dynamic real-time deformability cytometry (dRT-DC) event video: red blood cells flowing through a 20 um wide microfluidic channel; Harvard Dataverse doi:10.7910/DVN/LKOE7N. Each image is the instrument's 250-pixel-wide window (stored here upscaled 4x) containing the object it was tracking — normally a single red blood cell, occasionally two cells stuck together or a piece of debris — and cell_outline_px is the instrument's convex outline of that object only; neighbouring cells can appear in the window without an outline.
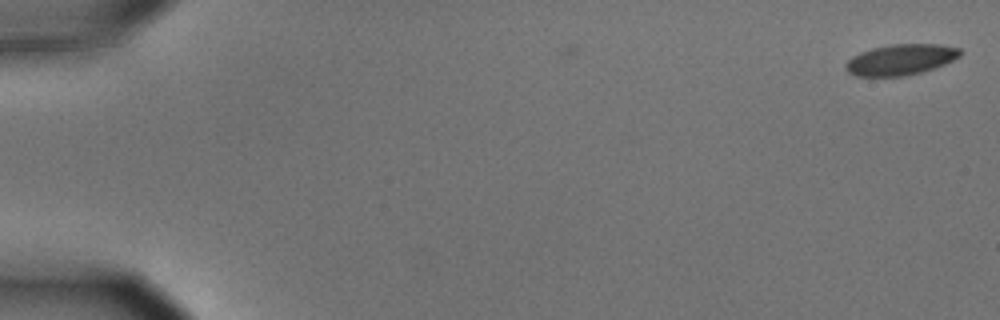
{"species": "common noctule bat (a hibernating species)", "species_latin": "Nyctalus noctula", "temperature_condition": "cold", "stored_images_in_passage": 3, "camera_frame_rate_fps": 3000, "um_per_image_px": 0.085, "animal": {"sex": "male", "body_mass_g": 15.6}, "frame": {"image": 1, "passage_image": 1, "time_ms": 0.0, "image_size_px": [1000, 320], "cell_outline_px": [[960, 56], [936, 68], [904, 76], [856, 76], [848, 72], [844, 68], [844, 64], [852, 56], [860, 52], [872, 48], [892, 44], [940, 44], [960, 48]], "centroid_in_image_um": [76.53, 5.07], "position_along_channel_um": 8.5, "area_um2": 20.58}}